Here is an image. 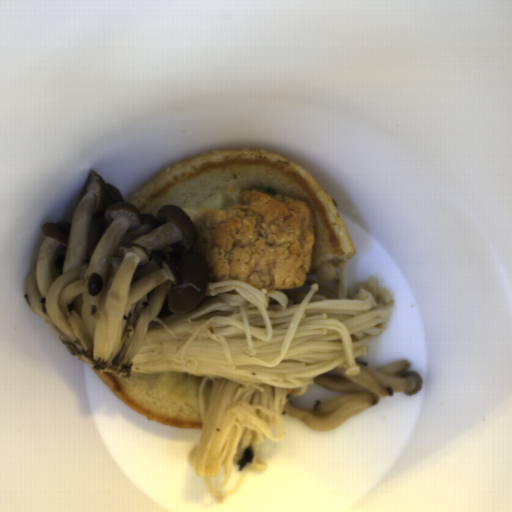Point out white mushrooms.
Instances as JSON below:
<instances>
[{
	"label": "white mushrooms",
	"instance_id": "51bd03cf",
	"mask_svg": "<svg viewBox=\"0 0 512 512\" xmlns=\"http://www.w3.org/2000/svg\"><path fill=\"white\" fill-rule=\"evenodd\" d=\"M358 369V374H347L341 368L319 374L314 383L346 393L319 400L312 408L288 402L284 413L312 430L331 432L371 405H377L383 397L396 393L415 396L423 389L424 374L406 357L378 365L358 364Z\"/></svg>",
	"mask_w": 512,
	"mask_h": 512
},
{
	"label": "white mushrooms",
	"instance_id": "1e6be865",
	"mask_svg": "<svg viewBox=\"0 0 512 512\" xmlns=\"http://www.w3.org/2000/svg\"><path fill=\"white\" fill-rule=\"evenodd\" d=\"M182 207L142 213L90 168L56 223L41 225L24 293L64 348L129 380L134 358L166 298L184 313L204 297L210 267Z\"/></svg>",
	"mask_w": 512,
	"mask_h": 512
}]
</instances>
